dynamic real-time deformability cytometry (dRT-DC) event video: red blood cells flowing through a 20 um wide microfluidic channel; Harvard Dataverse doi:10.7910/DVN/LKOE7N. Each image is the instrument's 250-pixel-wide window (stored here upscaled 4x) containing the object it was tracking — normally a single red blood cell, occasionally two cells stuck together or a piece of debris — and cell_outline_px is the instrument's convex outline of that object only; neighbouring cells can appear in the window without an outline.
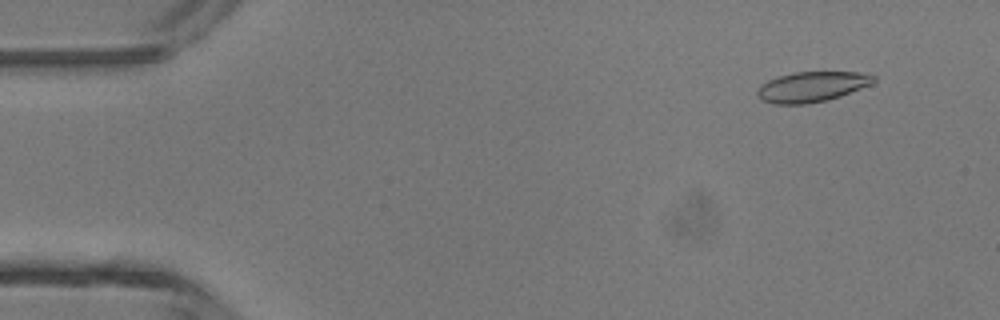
{"species": "common noctule bat (a hibernating species)", "species_latin": "Nyctalus noctula", "temperature_condition": "room temperature", "stored_images_in_passage": 4, "camera_frame_rate_fps": 3000, "um_per_image_px": 0.085, "animal": {"sex": "male", "body_mass_g": 13.3}, "frame": {"image": 1, "passage_image": 1, "time_ms": 0.0, "image_size_px": [1000, 320], "cell_outline_px": [[876, 80], [872, 84], [840, 96], [828, 100], [808, 104], [776, 104], [760, 100], [756, 92], [760, 84], [768, 80], [780, 76], [796, 72], [860, 72], [876, 76]], "centroid_in_image_um": [69.0, 7.38], "position_along_channel_um": 16.0, "area_um2": 20.58}}